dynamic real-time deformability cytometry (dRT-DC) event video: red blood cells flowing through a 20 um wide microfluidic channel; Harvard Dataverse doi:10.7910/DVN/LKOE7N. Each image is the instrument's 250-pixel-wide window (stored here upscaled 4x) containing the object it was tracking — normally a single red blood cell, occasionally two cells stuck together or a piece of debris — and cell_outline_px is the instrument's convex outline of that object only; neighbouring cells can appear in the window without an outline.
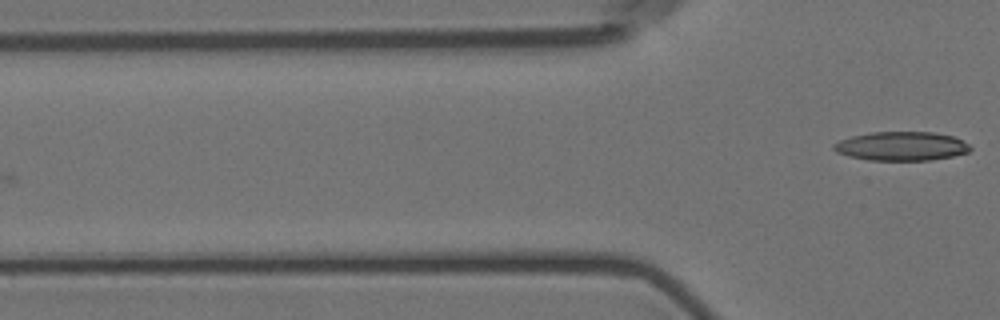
{"species": "Egyptian fruit bat (a non-hibernating species)", "species_latin": "Rousettus aegyptiacus", "temperature_condition": "room temperature", "stored_images_in_passage": 5, "camera_frame_rate_fps": 3000, "um_per_image_px": 0.085, "animal": {"sex": "female"}, "frame": {"image": 1, "passage_image": 5, "time_ms": 5.667, "image_size_px": [1000, 320], "cell_outline_px": [[972, 148], [968, 152], [952, 156], [932, 160], [868, 160], [848, 156], [836, 152], [832, 148], [832, 144], [840, 140], [852, 136], [872, 132], [932, 132], [952, 136], [968, 144]], "centroid_in_image_um": [76.59, 12.43], "position_along_channel_um": 49.2, "area_um2": 22.95}}